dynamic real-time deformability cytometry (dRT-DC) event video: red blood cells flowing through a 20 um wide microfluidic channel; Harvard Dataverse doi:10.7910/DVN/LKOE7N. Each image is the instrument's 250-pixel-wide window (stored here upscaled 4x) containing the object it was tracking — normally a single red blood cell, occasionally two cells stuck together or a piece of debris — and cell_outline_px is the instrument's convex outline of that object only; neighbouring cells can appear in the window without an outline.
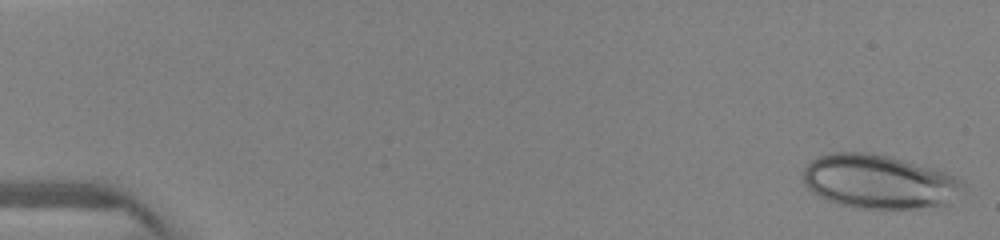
{"species": "human", "species_latin": "Homo sapiens", "temperature_condition": "warm", "stored_images_in_passage": 16, "camera_frame_rate_fps": 3000, "um_per_image_px": 0.085, "donor": {"sex": "female"}, "frame": {"image": 1, "passage_image": 1, "time_ms": 0.0, "image_size_px": [1000, 240], "cell_outline_px": [[968, 184], [964, 192], [948, 204], [920, 208], [856, 208], [840, 204], [828, 200], [812, 192], [804, 184], [800, 172], [812, 160], [820, 156], [832, 152], [872, 152], [888, 156], [932, 168], [956, 176], [964, 180]], "centroid_in_image_um": [74.75, 15.44], "position_along_channel_um": 10.3, "area_um2": 50.69}}